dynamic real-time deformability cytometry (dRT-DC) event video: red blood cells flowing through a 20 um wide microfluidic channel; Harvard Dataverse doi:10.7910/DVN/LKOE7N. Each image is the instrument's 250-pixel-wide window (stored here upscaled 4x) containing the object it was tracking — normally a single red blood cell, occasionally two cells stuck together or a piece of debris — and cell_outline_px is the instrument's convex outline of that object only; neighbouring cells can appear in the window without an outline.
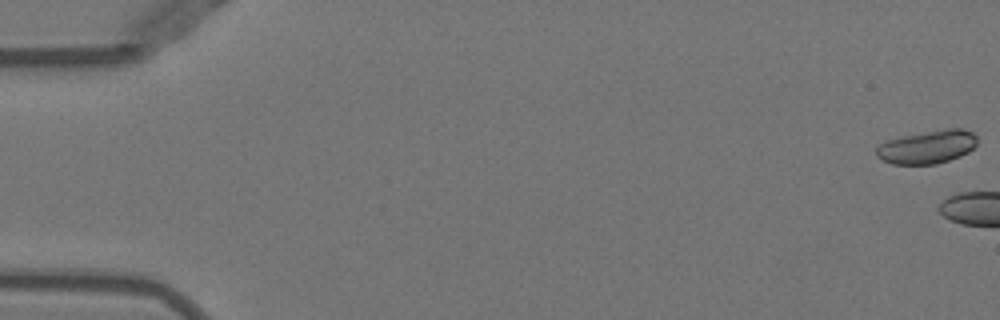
{"species": "Egyptian fruit bat (a non-hibernating species)", "species_latin": "Rousettus aegyptiacus", "temperature_condition": "warm", "stored_images_in_passage": 4, "camera_frame_rate_fps": 3000, "um_per_image_px": 0.085, "animal": {"sex": "female"}, "frame": {"image": 1, "passage_image": 1, "time_ms": 0.0, "image_size_px": [1000, 320], "cell_outline_px": [[976, 144], [968, 152], [960, 156], [936, 164], [892, 164], [876, 156], [876, 144], [884, 140], [904, 136], [948, 128], [960, 128], [972, 132], [976, 136]], "centroid_in_image_um": [78.78, 12.49], "position_along_channel_um": 6.2, "area_um2": 19.48}}